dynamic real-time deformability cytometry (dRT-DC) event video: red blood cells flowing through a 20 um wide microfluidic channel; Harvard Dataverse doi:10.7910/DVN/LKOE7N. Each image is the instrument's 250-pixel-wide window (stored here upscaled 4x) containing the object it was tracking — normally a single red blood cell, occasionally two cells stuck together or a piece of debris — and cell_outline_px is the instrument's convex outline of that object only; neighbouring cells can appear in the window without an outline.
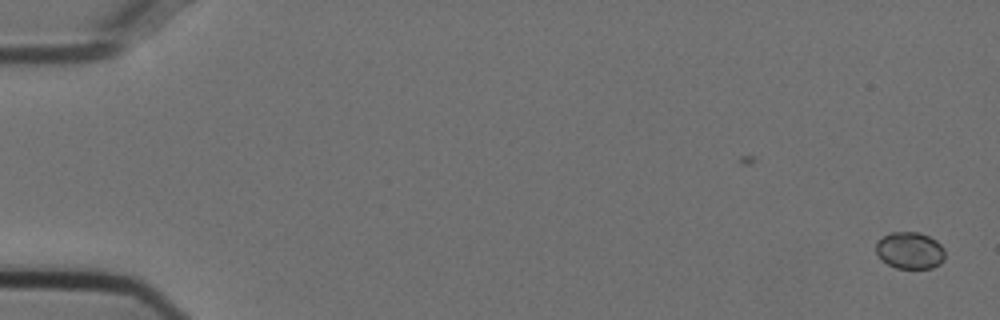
{"species": "Egyptian fruit bat (a non-hibernating species)", "species_latin": "Rousettus aegyptiacus", "temperature_condition": "cold", "stored_images_in_passage": 16, "camera_frame_rate_fps": 3000, "um_per_image_px": 0.085, "animal": {"sex": "female"}, "frame": {"image": 1, "passage_image": 1, "time_ms": 0.0, "image_size_px": [1000, 320], "cell_outline_px": [[944, 260], [940, 264], [932, 268], [896, 268], [880, 260], [876, 252], [876, 244], [884, 236], [892, 232], [920, 232], [936, 240], [944, 248]], "centroid_in_image_um": [77.35, 21.29], "position_along_channel_um": 7.6, "area_um2": 14.85}}
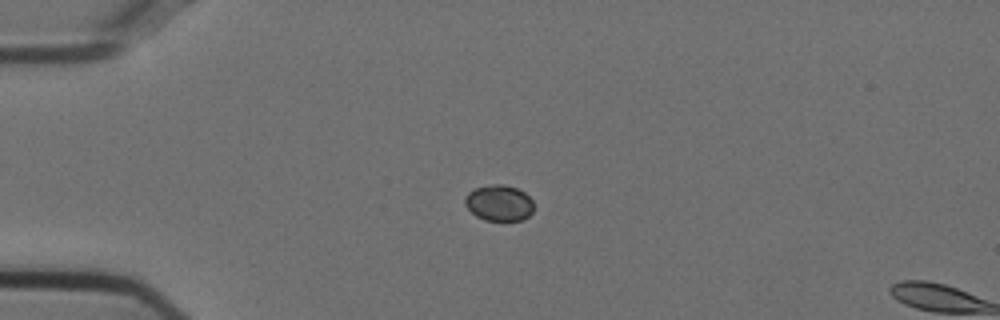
{"frame": {"image": 2, "passage_image": 14, "time_ms": 4.333, "image_size_px": [1000, 320], "cell_outline_px": [[532, 212], [528, 216], [520, 220], [484, 220], [476, 216], [464, 204], [464, 200], [468, 192], [476, 188], [492, 184], [504, 184], [516, 188], [524, 192], [532, 200]], "centroid_in_image_um": [42.4, 17.24], "position_along_channel_um": 42.6, "area_um2": 14.28}}